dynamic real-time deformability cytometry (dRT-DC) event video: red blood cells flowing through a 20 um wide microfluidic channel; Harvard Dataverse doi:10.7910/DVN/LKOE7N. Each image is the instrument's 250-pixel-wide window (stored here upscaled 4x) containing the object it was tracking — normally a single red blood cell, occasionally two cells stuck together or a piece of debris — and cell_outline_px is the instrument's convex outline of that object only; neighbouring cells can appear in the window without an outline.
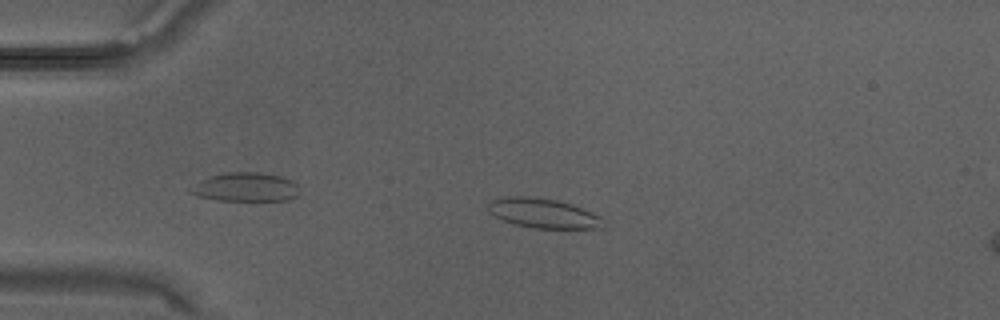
{"species": "Egyptian fruit bat (a non-hibernating species)", "species_latin": "Rousettus aegyptiacus", "temperature_condition": "warm", "stored_images_in_passage": 28, "camera_frame_rate_fps": 3000, "um_per_image_px": 0.085, "animal": {"sex": "male"}, "frame": {"image": 1, "passage_image": 5, "time_ms": 1.333, "image_size_px": [1000, 320], "cell_outline_px": [[600, 228], [532, 228], [516, 224], [504, 220], [488, 212], [488, 204], [492, 200], [504, 196], [528, 196], [556, 200], [572, 204], [600, 216]], "centroid_in_image_um": [46.1, 18.11], "position_along_channel_um": 38.9, "area_um2": 19.48}}
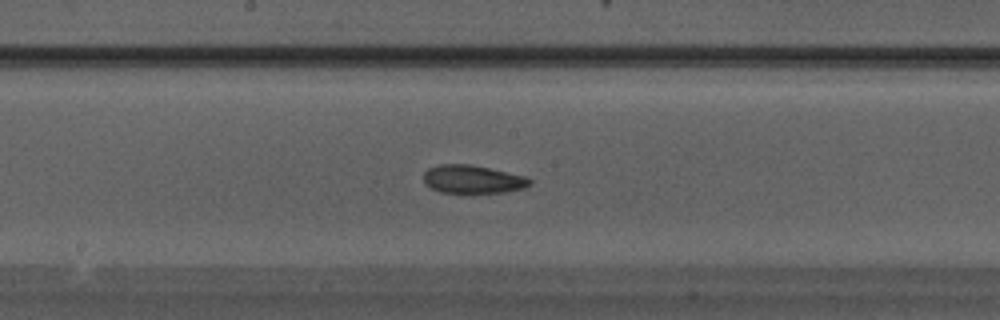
{"frame": {"image": 2, "passage_image": 15, "time_ms": 4.667, "image_size_px": [1000, 320], "cell_outline_px": [[532, 184], [524, 188], [504, 192], [440, 192], [424, 184], [424, 172], [428, 168], [440, 164], [468, 164], [528, 176], [532, 180]], "centroid_in_image_um": [40.2, 15.23], "position_along_channel_um": 208.0, "area_um2": 17.4}}
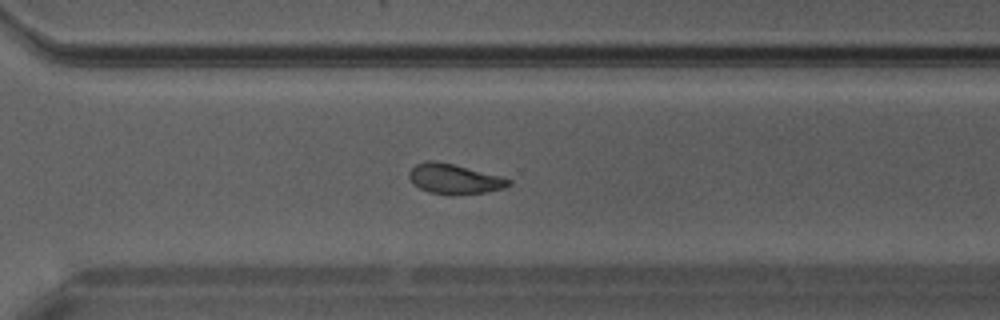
{"frame": {"image": 3, "passage_image": 21, "time_ms": 6.667, "image_size_px": [1000, 320], "cell_outline_px": [[512, 184], [504, 188], [488, 192], [452, 196], [448, 196], [428, 192], [420, 188], [408, 176], [408, 172], [416, 164], [428, 160], [436, 160], [500, 176], [512, 180]], "centroid_in_image_um": [38.63, 15.23], "position_along_channel_um": 332.0, "area_um2": 17.51}}